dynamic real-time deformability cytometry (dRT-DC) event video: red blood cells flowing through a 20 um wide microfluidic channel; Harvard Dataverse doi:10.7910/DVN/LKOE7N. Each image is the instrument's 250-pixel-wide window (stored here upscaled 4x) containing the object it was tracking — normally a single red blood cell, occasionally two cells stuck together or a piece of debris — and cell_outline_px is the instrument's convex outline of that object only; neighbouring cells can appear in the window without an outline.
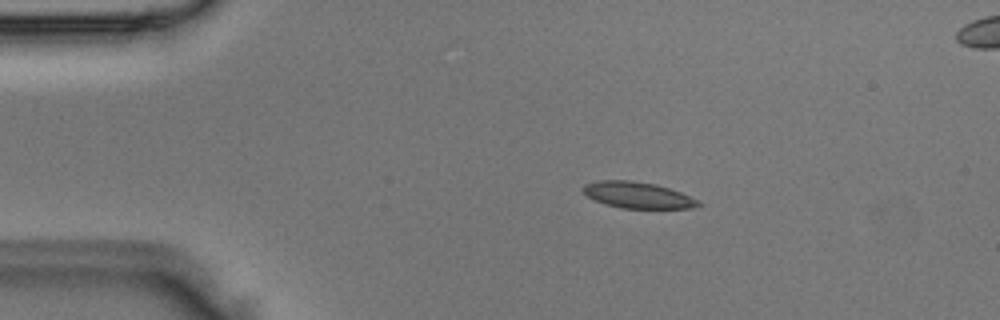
{"species": "Egyptian fruit bat (a non-hibernating species)", "species_latin": "Rousettus aegyptiacus", "temperature_condition": "room temperature", "stored_images_in_passage": 4, "camera_frame_rate_fps": 3000, "um_per_image_px": 0.085, "animal": {"sex": "male"}, "frame": {"image": 1, "passage_image": 1, "time_ms": 0.0, "image_size_px": [1000, 320], "cell_outline_px": [[704, 204], [692, 208], [620, 208], [604, 204], [588, 196], [580, 188], [584, 184], [596, 180], [632, 180], [656, 184], [680, 192]], "centroid_in_image_um": [54.15, 16.57], "position_along_channel_um": 30.8, "area_um2": 17.63}}
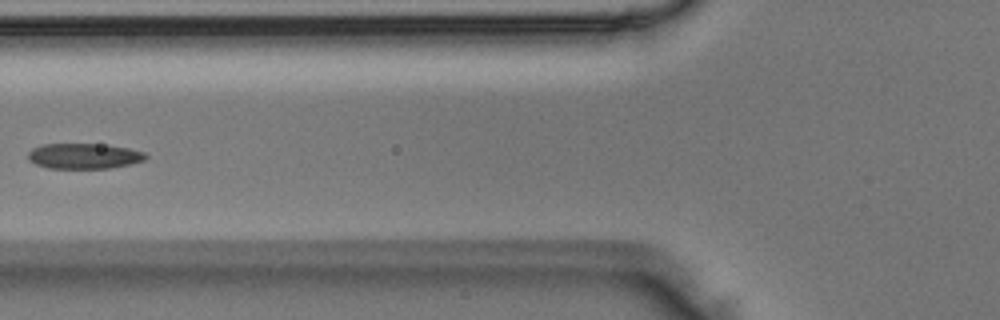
{"frame": {"image": 2, "passage_image": 4, "time_ms": 1.0, "image_size_px": [1000, 320], "cell_outline_px": [[148, 156], [144, 160], [112, 168], [48, 168], [36, 164], [28, 160], [28, 152], [32, 148], [44, 144], [100, 144], [128, 148], [144, 152]], "centroid_in_image_um": [7.11, 13.26], "position_along_channel_um": 118.7, "area_um2": 17.34}}